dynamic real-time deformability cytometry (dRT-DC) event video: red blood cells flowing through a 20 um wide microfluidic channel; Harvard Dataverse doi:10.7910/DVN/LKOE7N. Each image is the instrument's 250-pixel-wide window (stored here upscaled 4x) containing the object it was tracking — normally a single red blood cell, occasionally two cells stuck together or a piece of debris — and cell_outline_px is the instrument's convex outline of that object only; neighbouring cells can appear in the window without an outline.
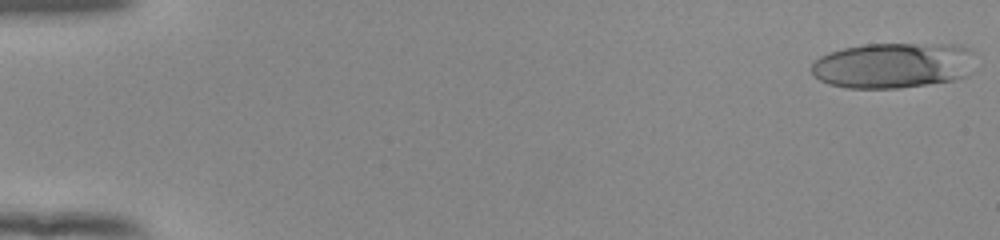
{"species": "human", "species_latin": "Homo sapiens", "temperature_condition": "room temperature", "stored_images_in_passage": 53, "camera_frame_rate_fps": 3000, "um_per_image_px": 0.085, "donor": {"sex": "female"}, "frame": {"image": 1, "passage_image": 1, "time_ms": 0.0, "image_size_px": [1000, 240], "cell_outline_px": [[972, 72], [968, 76], [956, 80], [900, 88], [848, 88], [828, 84], [820, 80], [812, 72], [812, 64], [820, 56], [828, 52], [844, 48], [864, 44], [956, 44], [972, 48]], "centroid_in_image_um": [75.96, 5.55], "position_along_channel_um": 9.0, "area_um2": 43.93}}
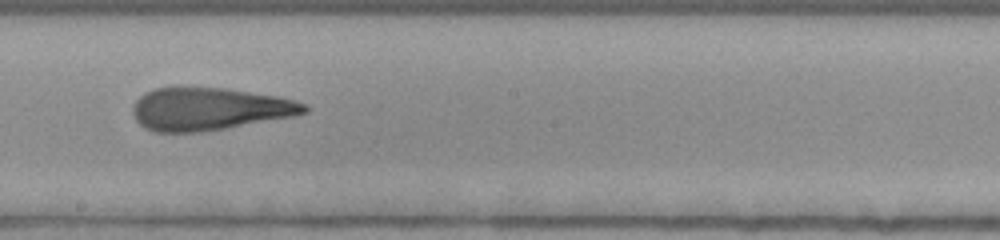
{"frame": {"image": 2, "passage_image": 31, "time_ms": 10.0, "image_size_px": [1000, 240], "cell_outline_px": [[308, 112], [296, 116], [228, 128], [200, 132], [152, 132], [144, 128], [136, 120], [132, 112], [132, 104], [144, 92], [156, 88], [172, 84], [180, 84], [228, 88], [276, 96], [308, 104]], "centroid_in_image_um": [17.74, 9.22], "position_along_channel_um": 230.5, "area_um2": 43.99}}
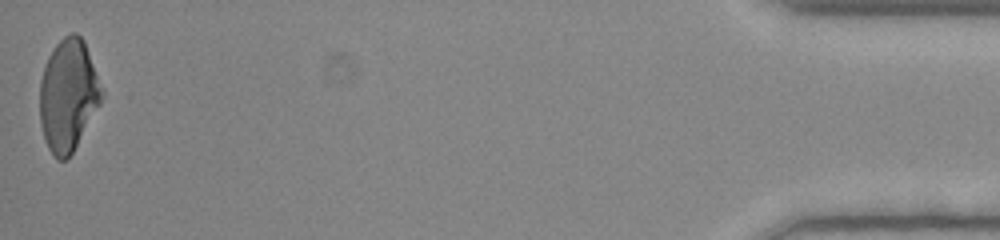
{"frame": {"image": 3, "passage_image": 53, "time_ms": 17.333, "image_size_px": [1000, 240], "cell_outline_px": [[104, 96], [100, 104], [72, 152], [64, 160], [56, 160], [48, 148], [44, 140], [40, 124], [40, 80], [48, 56], [56, 44], [64, 36], [72, 32], [76, 32], [84, 40], [104, 92]], "centroid_in_image_um": [5.79, 8.08], "position_along_channel_um": 429.4, "area_um2": 40.29}, "authors_computed_cell_mechanics": {"area_um2": 42.7142, "velocity_mm_per_s": 3.8962, "shape_relaxation_time_tau1_ms": 4.7586, "shape_relaxation_time_tau2_ms": 1.7705, "deformation_change_tau1": 0.2323, "deformation_change_tau2": 0.1312}}